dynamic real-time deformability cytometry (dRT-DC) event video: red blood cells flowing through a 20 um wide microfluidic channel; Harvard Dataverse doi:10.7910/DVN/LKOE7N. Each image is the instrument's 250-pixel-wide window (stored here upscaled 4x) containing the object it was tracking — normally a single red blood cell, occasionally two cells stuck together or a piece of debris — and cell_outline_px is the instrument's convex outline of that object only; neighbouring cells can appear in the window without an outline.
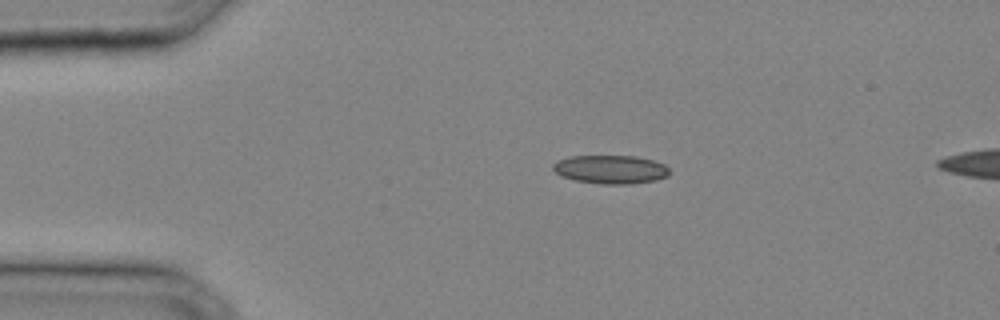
{"species": "common noctule bat (a hibernating species)", "species_latin": "Nyctalus noctula", "temperature_condition": "cold", "stored_images_in_passage": 4, "camera_frame_rate_fps": 3000, "um_per_image_px": 0.085, "animal": {"sex": "male", "body_mass_g": 20.4}, "frame": {"image": 1, "passage_image": 1, "time_ms": 0.0, "image_size_px": [1000, 320], "cell_outline_px": [[668, 176], [656, 180], [632, 184], [600, 184], [576, 180], [560, 176], [552, 168], [552, 164], [556, 160], [568, 156], [636, 156], [652, 160], [664, 164], [668, 168]], "centroid_in_image_um": [51.87, 14.4], "position_along_channel_um": 33.1, "area_um2": 19.48}}